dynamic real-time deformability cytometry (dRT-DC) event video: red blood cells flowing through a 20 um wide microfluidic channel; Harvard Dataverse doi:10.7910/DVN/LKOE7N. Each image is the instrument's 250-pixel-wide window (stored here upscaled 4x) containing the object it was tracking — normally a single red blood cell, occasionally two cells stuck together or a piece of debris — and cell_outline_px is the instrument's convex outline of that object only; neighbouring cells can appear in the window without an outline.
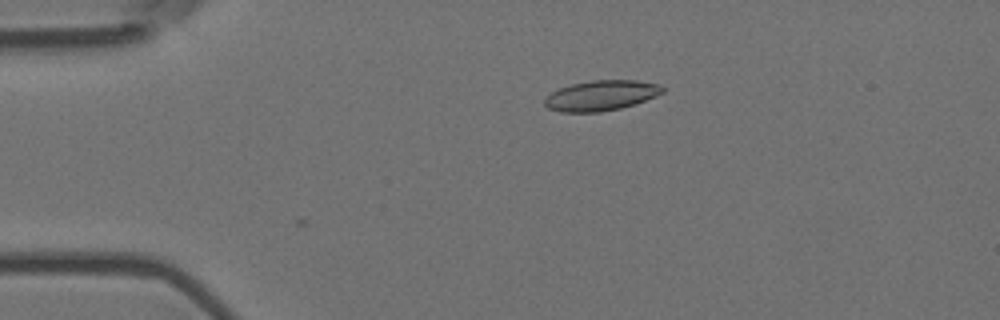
{"species": "Egyptian fruit bat (a non-hibernating species)", "species_latin": "Rousettus aegyptiacus", "temperature_condition": "room temperature", "stored_images_in_passage": 29, "camera_frame_rate_fps": 3000, "um_per_image_px": 0.085, "animal": {"sex": "female"}, "frame": {"image": 1, "passage_image": 1, "time_ms": 0.0, "image_size_px": [1000, 320], "cell_outline_px": [[664, 92], [656, 96], [636, 104], [620, 108], [600, 112], [560, 112], [548, 108], [544, 104], [544, 100], [552, 92], [560, 88], [572, 84], [592, 80], [636, 80], [660, 84], [664, 88]], "centroid_in_image_um": [51.12, 8.12], "position_along_channel_um": 33.9, "area_um2": 20.81}}
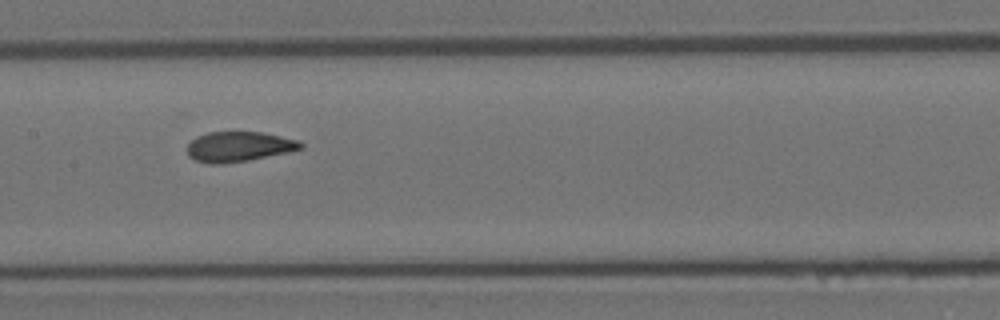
{"frame": {"image": 2, "passage_image": 17, "time_ms": 5.333, "image_size_px": [1000, 320], "cell_outline_px": [[304, 148], [288, 152], [248, 160], [224, 164], [208, 164], [196, 160], [188, 156], [188, 144], [196, 136], [208, 132], [264, 132], [300, 140], [304, 144]], "centroid_in_image_um": [20.33, 12.46], "position_along_channel_um": 187.1, "area_um2": 20.06}}
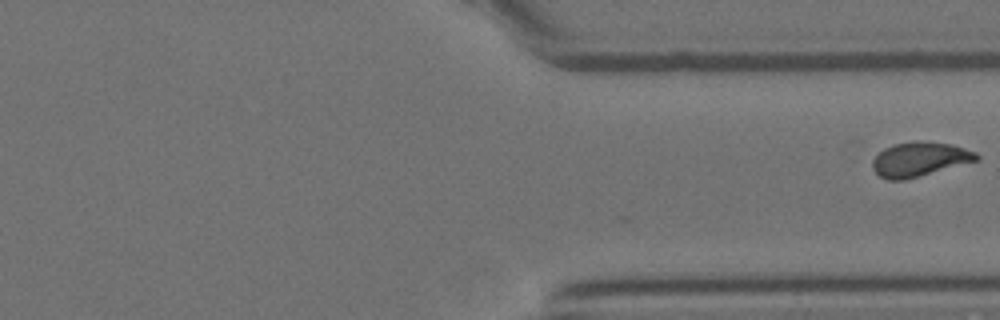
{"frame": {"image": 3, "passage_image": 29, "time_ms": 9.333, "image_size_px": [1000, 320], "cell_outline_px": [[980, 160], [904, 180], [888, 180], [880, 176], [872, 168], [872, 160], [884, 148], [892, 144], [916, 140], [924, 140], [952, 144], [976, 152], [980, 156]], "centroid_in_image_um": [78.18, 13.52], "position_along_channel_um": 333.2, "area_um2": 21.04}}